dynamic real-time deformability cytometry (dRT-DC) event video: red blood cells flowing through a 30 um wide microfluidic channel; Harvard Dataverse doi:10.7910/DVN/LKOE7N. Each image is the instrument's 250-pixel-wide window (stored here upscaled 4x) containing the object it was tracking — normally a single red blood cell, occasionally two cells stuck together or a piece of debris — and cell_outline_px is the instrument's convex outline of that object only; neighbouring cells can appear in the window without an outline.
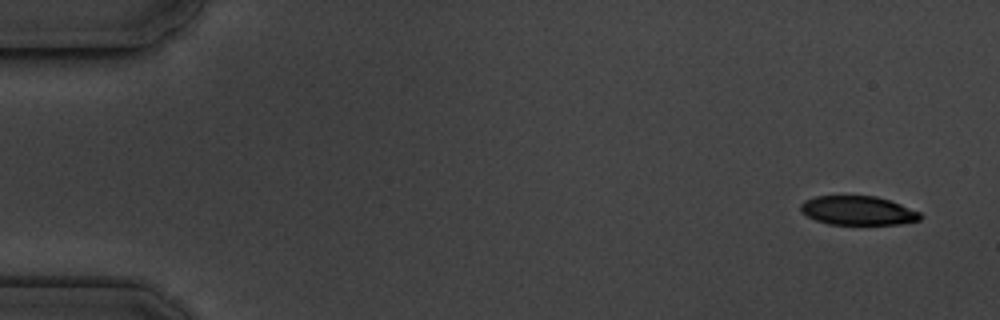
{"species": "common noctule bat (a hibernating species)", "species_latin": "Nyctalus noctula", "temperature_condition": "cold", "stored_images_in_passage": 5, "camera_frame_rate_fps": 3000, "um_per_image_px": 0.085, "animal": {"sex": "male", "body_mass_g": 19.5, "forearm_length_mm": 54.6}, "frame": {"image": 1, "passage_image": 1, "time_ms": 0.0, "image_size_px": [1000, 320], "cell_outline_px": [[924, 216], [920, 220], [900, 224], [828, 224], [816, 220], [800, 212], [800, 204], [804, 200], [816, 196], [876, 196], [900, 204], [920, 212]], "centroid_in_image_um": [72.92, 17.9], "position_along_channel_um": 12.1, "area_um2": 20.23}}
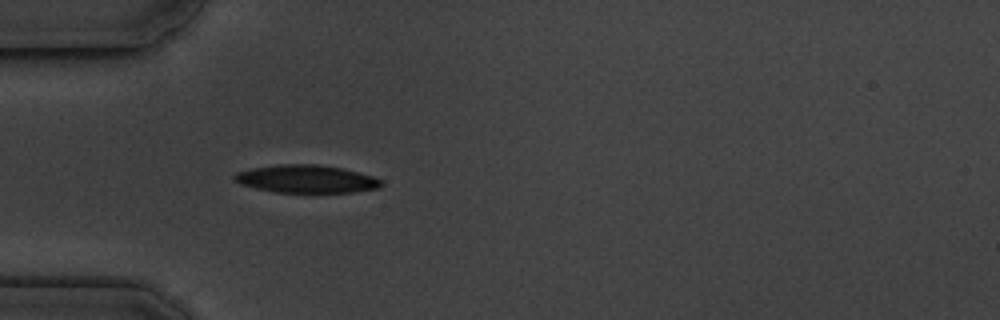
{"frame": {"image": 2, "passage_image": 5, "time_ms": 4.667, "image_size_px": [1000, 320], "cell_outline_px": [[384, 184], [380, 188], [356, 192], [276, 192], [256, 188], [240, 184], [232, 180], [232, 176], [236, 172], [252, 168], [276, 164], [316, 164], [344, 168], [372, 176], [384, 180]], "centroid_in_image_um": [26.05, 15.2], "position_along_channel_um": 58.9, "area_um2": 24.1}}